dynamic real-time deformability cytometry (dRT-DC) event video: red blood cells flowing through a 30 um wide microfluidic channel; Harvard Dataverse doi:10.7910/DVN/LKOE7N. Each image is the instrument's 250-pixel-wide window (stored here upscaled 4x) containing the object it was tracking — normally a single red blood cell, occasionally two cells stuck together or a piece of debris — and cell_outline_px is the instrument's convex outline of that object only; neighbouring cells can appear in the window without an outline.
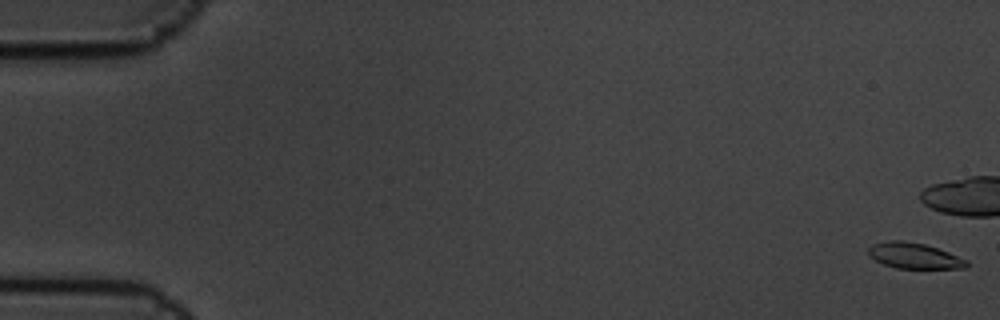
{"species": "common noctule bat (a hibernating species)", "species_latin": "Nyctalus noctula", "temperature_condition": "cold", "stored_images_in_passage": 8, "camera_frame_rate_fps": 3000, "um_per_image_px": 0.085, "animal": {"sex": "male", "body_mass_g": 19.5, "forearm_length_mm": 54.6}, "frame": {"image": 1, "passage_image": 1, "time_ms": 0.0, "image_size_px": [1000, 320], "cell_outline_px": [[968, 268], [896, 268], [884, 264], [868, 256], [868, 248], [872, 244], [888, 240], [900, 240], [924, 244], [948, 252], [968, 260]], "centroid_in_image_um": [77.69, 21.73], "position_along_channel_um": 7.3, "area_um2": 14.68}}